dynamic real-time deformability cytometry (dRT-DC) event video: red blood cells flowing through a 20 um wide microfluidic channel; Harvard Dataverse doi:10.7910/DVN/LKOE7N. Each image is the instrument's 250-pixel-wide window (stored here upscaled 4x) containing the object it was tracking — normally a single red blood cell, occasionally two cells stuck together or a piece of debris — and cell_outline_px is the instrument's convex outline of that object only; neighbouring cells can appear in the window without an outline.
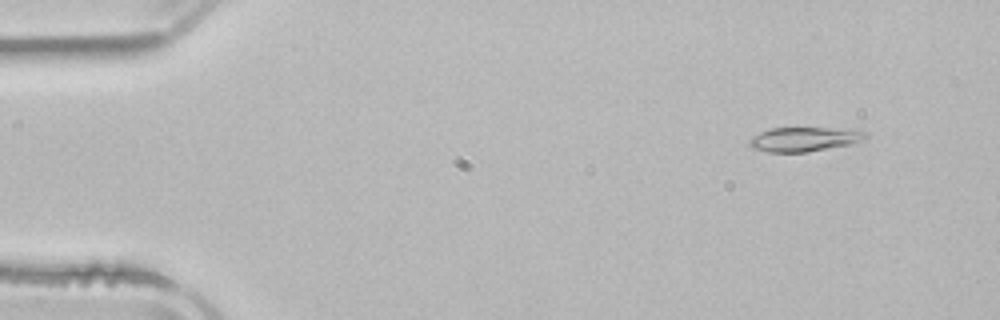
{"species": "common noctule bat (a hibernating species)", "species_latin": "Nyctalus noctula", "temperature_condition": "room temperature", "stored_images_in_passage": 3, "camera_frame_rate_fps": 3000, "um_per_image_px": 0.085, "animal": {"sex": "male", "body_mass_g": 21.5, "forearm_length_mm": 52.0}, "frame": {"image": 1, "passage_image": 1, "time_ms": 0.0, "image_size_px": [1000, 320], "cell_outline_px": [[868, 136], [852, 144], [808, 152], [768, 152], [752, 148], [748, 144], [748, 140], [752, 136], [760, 132], [772, 128], [860, 128], [868, 132]], "centroid_in_image_um": [68.41, 11.82], "position_along_channel_um": 16.6, "area_um2": 16.82}}
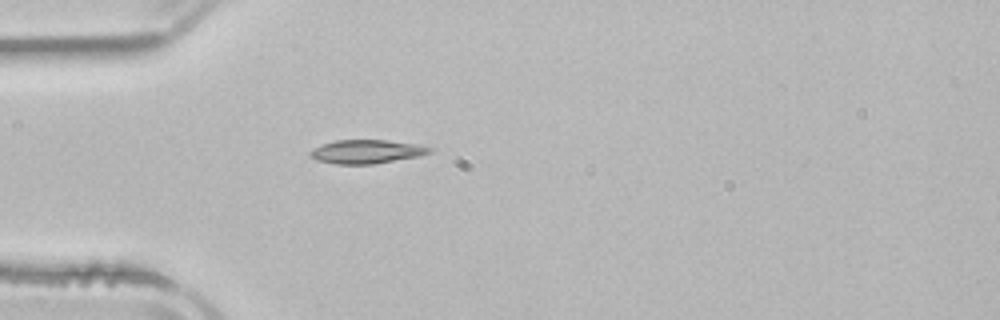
{"frame": {"image": 2, "passage_image": 3, "time_ms": 3.333, "image_size_px": [1000, 320], "cell_outline_px": [[432, 152], [420, 156], [372, 164], [336, 164], [316, 160], [308, 156], [308, 152], [312, 148], [336, 140], [388, 140], [416, 144], [432, 148]], "centroid_in_image_um": [31.13, 12.89], "position_along_channel_um": 53.9, "area_um2": 16.53}}